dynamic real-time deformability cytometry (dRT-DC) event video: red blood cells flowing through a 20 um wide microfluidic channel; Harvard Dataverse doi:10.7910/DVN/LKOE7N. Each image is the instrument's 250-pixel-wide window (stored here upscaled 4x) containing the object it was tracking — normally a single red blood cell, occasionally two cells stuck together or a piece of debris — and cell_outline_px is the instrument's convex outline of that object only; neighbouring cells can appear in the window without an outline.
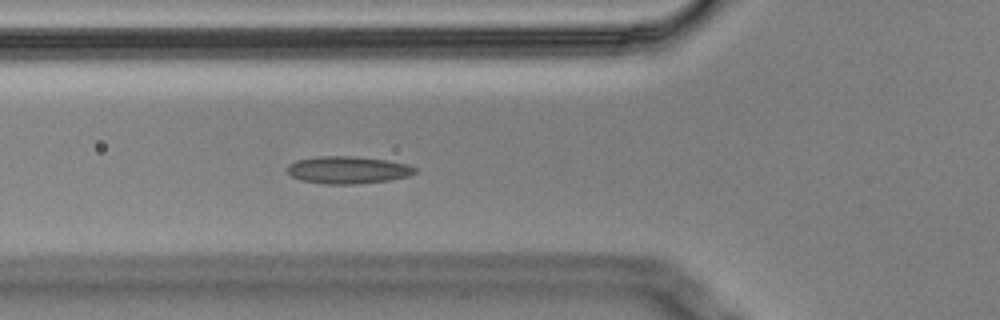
{"species": "Egyptian fruit bat (a non-hibernating species)", "species_latin": "Rousettus aegyptiacus", "temperature_condition": "cold", "stored_images_in_passage": 2, "camera_frame_rate_fps": 3000, "um_per_image_px": 0.085, "animal": {"sex": "male"}, "frame": {"image": 1, "passage_image": 2, "time_ms": 0.333, "image_size_px": [1000, 320], "cell_outline_px": [[416, 172], [408, 176], [388, 180], [356, 184], [324, 184], [300, 180], [292, 176], [288, 172], [288, 164], [296, 160], [320, 156], [352, 156], [384, 160], [408, 164], [416, 168]], "centroid_in_image_um": [29.55, 14.45], "position_along_channel_um": 96.3, "area_um2": 20.23}}